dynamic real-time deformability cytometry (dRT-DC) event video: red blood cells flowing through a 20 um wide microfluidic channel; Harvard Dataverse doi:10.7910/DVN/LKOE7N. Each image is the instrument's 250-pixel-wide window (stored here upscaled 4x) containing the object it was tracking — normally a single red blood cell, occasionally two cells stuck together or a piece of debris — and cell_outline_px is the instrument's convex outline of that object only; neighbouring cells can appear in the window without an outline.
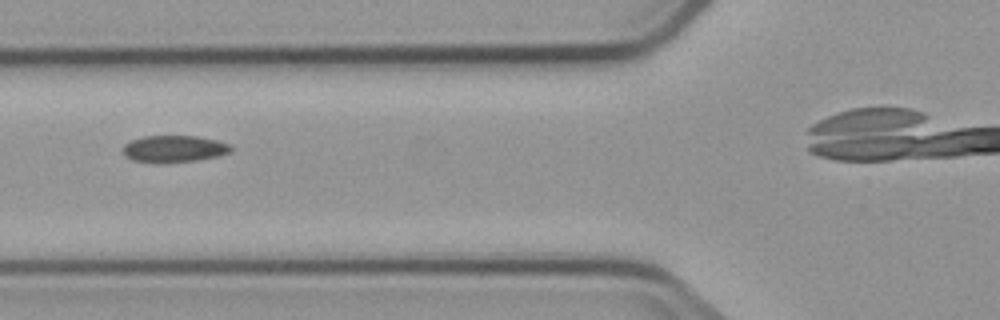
{"species": "common noctule bat (a hibernating species)", "species_latin": "Nyctalus noctula", "temperature_condition": "cold", "stored_images_in_passage": 7, "camera_frame_rate_fps": 3000, "um_per_image_px": 0.085, "animal": {"sex": "male", "body_mass_g": 23.1, "forearm_length_mm": 52.7}, "frame": {"image": 1, "passage_image": 2, "time_ms": 1.333, "image_size_px": [1000, 320], "cell_outline_px": [[232, 152], [216, 156], [196, 160], [160, 164], [132, 160], [124, 156], [124, 144], [132, 140], [144, 136], [196, 136], [216, 140], [228, 144], [232, 148]], "centroid_in_image_um": [14.77, 12.66], "position_along_channel_um": 111.0, "area_um2": 16.94}}
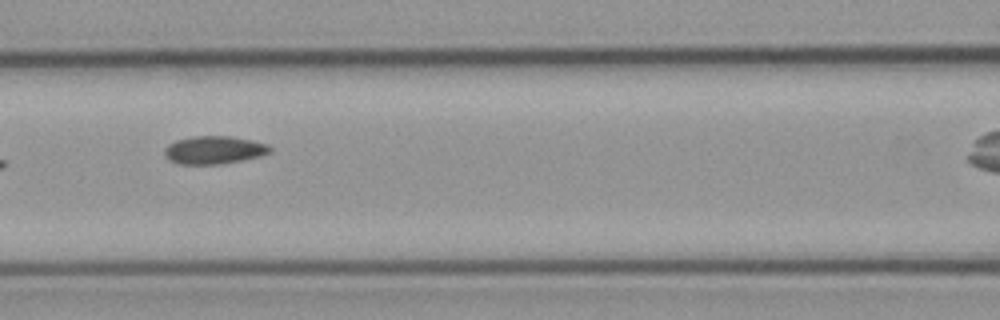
{"frame": {"image": 2, "passage_image": 3, "time_ms": 2.333, "image_size_px": [1000, 320], "cell_outline_px": [[272, 152], [260, 156], [220, 164], [176, 164], [168, 160], [164, 156], [164, 148], [168, 144], [176, 140], [192, 136], [232, 136], [252, 140], [268, 144], [272, 148]], "centroid_in_image_um": [18.17, 12.74], "position_along_channel_um": 148.4, "area_um2": 17.4}}
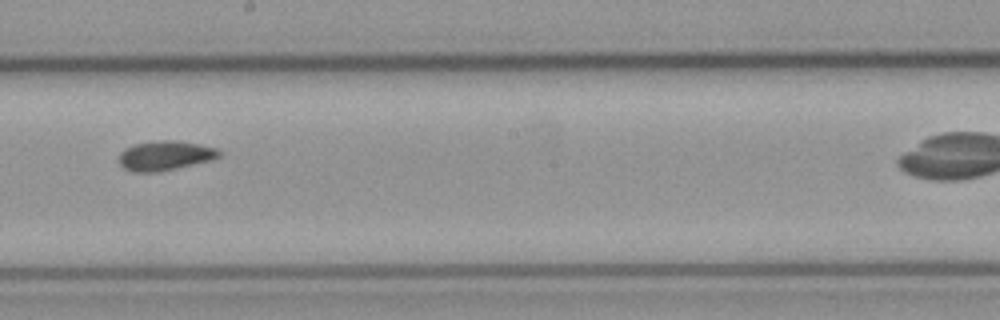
{"frame": {"image": 3, "passage_image": 5, "time_ms": 4.667, "image_size_px": [1000, 320], "cell_outline_px": [[220, 156], [212, 160], [160, 172], [132, 172], [124, 168], [120, 164], [120, 152], [124, 148], [136, 144], [160, 140], [176, 140], [200, 144], [216, 148], [220, 152]], "centroid_in_image_um": [14.04, 13.23], "position_along_channel_um": 234.2, "area_um2": 17.28}}